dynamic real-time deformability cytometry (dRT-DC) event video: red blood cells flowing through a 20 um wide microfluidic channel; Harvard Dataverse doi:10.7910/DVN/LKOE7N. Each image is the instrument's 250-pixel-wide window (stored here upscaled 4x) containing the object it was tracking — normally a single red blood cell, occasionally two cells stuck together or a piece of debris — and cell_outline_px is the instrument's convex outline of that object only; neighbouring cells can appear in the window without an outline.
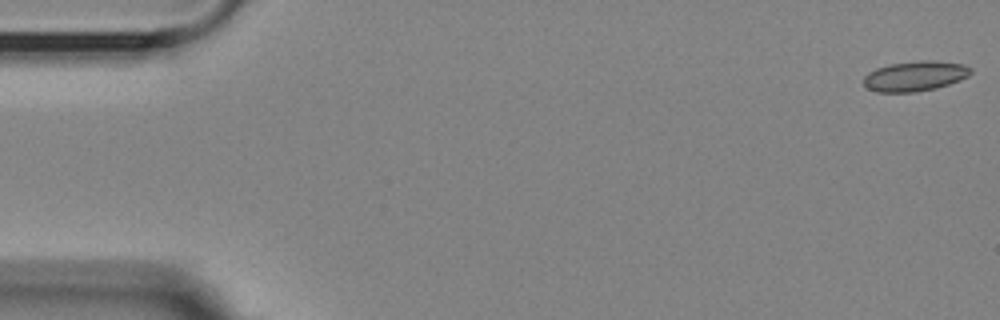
{"species": "Egyptian fruit bat (a non-hibernating species)", "species_latin": "Rousettus aegyptiacus", "temperature_condition": "room temperature", "stored_images_in_passage": 14, "camera_frame_rate_fps": 3000, "um_per_image_px": 0.085, "animal": {"sex": "female"}, "frame": {"image": 1, "passage_image": 1, "time_ms": 0.0, "image_size_px": [1000, 320], "cell_outline_px": [[972, 72], [968, 76], [960, 80], [936, 88], [916, 92], [876, 92], [868, 88], [864, 84], [864, 76], [868, 72], [876, 68], [888, 64], [920, 60], [936, 60], [964, 64], [972, 68]], "centroid_in_image_um": [77.79, 6.45], "position_along_channel_um": 7.2, "area_um2": 18.96}}
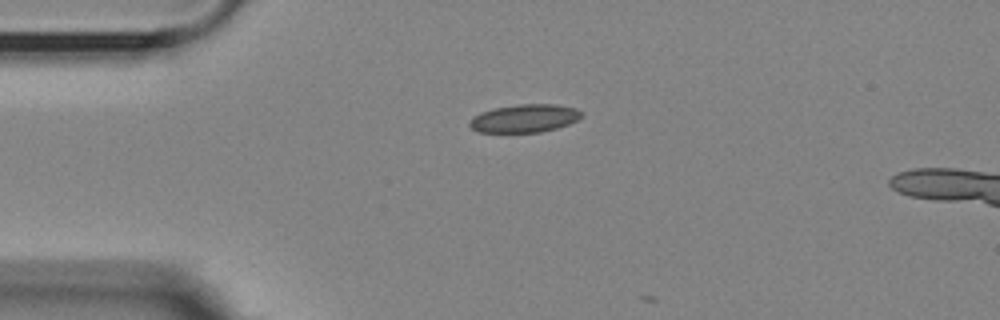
{"frame": {"image": 2, "passage_image": 13, "time_ms": 4.0, "image_size_px": [1000, 320], "cell_outline_px": [[580, 116], [576, 120], [568, 124], [556, 128], [540, 132], [480, 132], [472, 128], [468, 124], [472, 116], [480, 112], [492, 108], [516, 104], [556, 104], [576, 108], [580, 112]], "centroid_in_image_um": [44.53, 10.05], "position_along_channel_um": 40.5, "area_um2": 18.26}}